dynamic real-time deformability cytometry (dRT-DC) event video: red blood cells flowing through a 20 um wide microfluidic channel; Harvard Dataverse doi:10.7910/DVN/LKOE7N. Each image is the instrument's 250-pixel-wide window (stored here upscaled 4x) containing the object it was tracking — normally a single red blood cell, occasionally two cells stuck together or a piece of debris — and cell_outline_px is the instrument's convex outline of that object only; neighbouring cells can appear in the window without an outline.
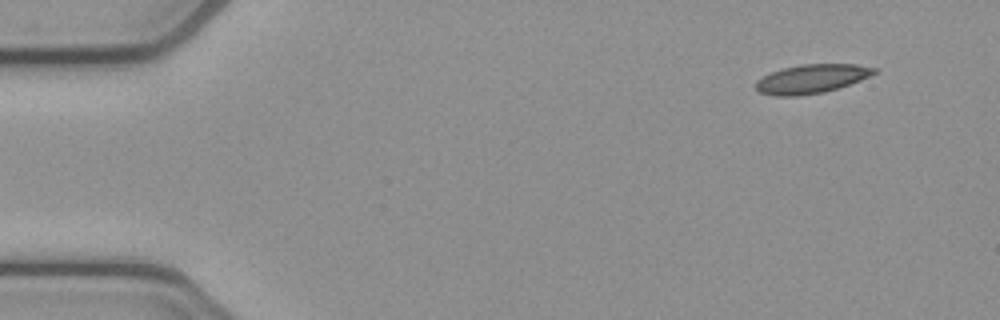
{"species": "common noctule bat (a hibernating species)", "species_latin": "Nyctalus noctula", "temperature_condition": "cold", "stored_images_in_passage": 4, "camera_frame_rate_fps": 3000, "um_per_image_px": 0.085, "animal": {"sex": "female", "body_mass_g": 21.9}, "frame": {"image": 1, "passage_image": 1, "time_ms": 0.0, "image_size_px": [1000, 320], "cell_outline_px": [[876, 72], [860, 80], [824, 92], [796, 96], [772, 96], [760, 92], [756, 88], [756, 80], [772, 72], [784, 68], [800, 64], [856, 64], [876, 68]], "centroid_in_image_um": [68.95, 6.7], "position_along_channel_um": 16.0, "area_um2": 19.65}}
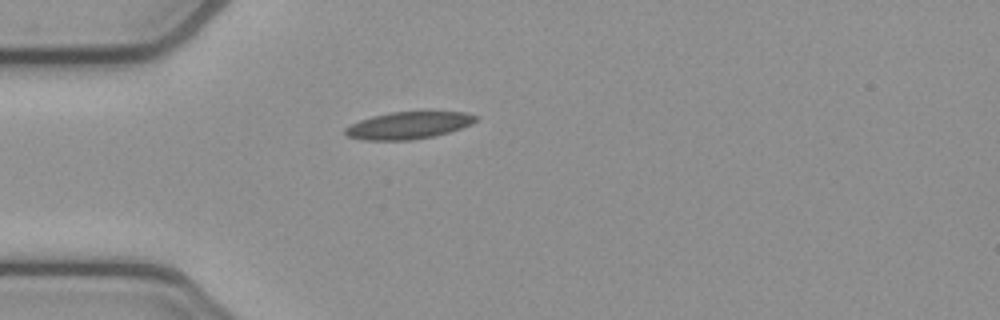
{"frame": {"image": 2, "passage_image": 4, "time_ms": 1.0, "image_size_px": [1000, 320], "cell_outline_px": [[480, 116], [472, 124], [448, 132], [432, 136], [412, 140], [364, 140], [348, 136], [344, 132], [344, 128], [360, 120], [372, 116], [392, 112], [424, 108], [464, 112]], "centroid_in_image_um": [34.8, 10.59], "position_along_channel_um": 50.2, "area_um2": 21.5}}